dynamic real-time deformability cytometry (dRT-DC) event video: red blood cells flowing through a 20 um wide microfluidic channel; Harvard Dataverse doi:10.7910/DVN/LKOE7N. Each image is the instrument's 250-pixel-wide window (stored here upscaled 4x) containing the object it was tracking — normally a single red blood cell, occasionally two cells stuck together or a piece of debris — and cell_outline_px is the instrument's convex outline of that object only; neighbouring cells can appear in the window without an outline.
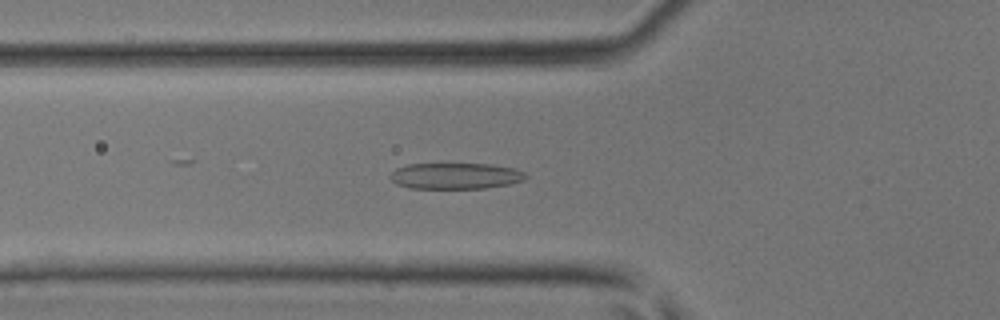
{"species": "common noctule bat (a hibernating species)", "species_latin": "Nyctalus noctula", "temperature_condition": "room temperature", "stored_images_in_passage": 33, "camera_frame_rate_fps": 3000, "um_per_image_px": 0.085, "animal": {"sex": "male", "body_mass_g": 17.9, "forearm_length_mm": 54.2}, "frame": {"image": 1, "passage_image": 9, "time_ms": 2.667, "image_size_px": [1000, 320], "cell_outline_px": [[528, 176], [524, 180], [512, 184], [484, 188], [412, 188], [396, 184], [388, 176], [396, 168], [408, 164], [492, 164], [512, 168], [524, 172]], "centroid_in_image_um": [38.73, 14.95], "position_along_channel_um": 87.1, "area_um2": 20.63}}
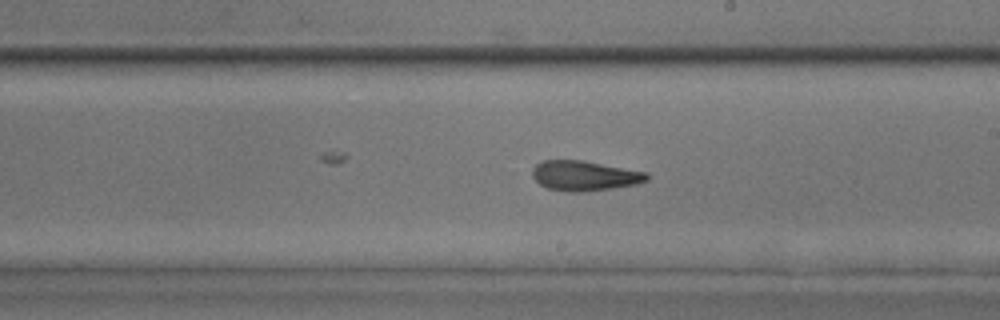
{"frame": {"image": 2, "passage_image": 19, "time_ms": 6.0, "image_size_px": [1000, 320], "cell_outline_px": [[648, 180], [636, 184], [612, 188], [580, 192], [572, 192], [548, 188], [540, 184], [532, 176], [532, 168], [540, 160], [580, 160], [648, 172]], "centroid_in_image_um": [49.67, 14.93], "position_along_channel_um": 239.3, "area_um2": 19.88}}
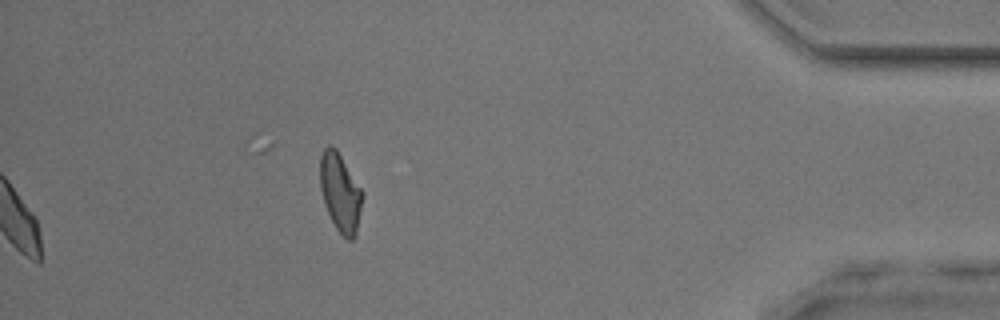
{"frame": {"image": 3, "passage_image": 33, "time_ms": 10.667, "image_size_px": [1000, 320], "cell_outline_px": [[364, 196], [356, 236], [352, 240], [348, 240], [336, 228], [324, 204], [320, 188], [320, 156], [324, 148], [328, 144], [336, 148], [364, 192]], "centroid_in_image_um": [28.94, 16.36], "position_along_channel_um": 406.3, "area_um2": 19.54}}